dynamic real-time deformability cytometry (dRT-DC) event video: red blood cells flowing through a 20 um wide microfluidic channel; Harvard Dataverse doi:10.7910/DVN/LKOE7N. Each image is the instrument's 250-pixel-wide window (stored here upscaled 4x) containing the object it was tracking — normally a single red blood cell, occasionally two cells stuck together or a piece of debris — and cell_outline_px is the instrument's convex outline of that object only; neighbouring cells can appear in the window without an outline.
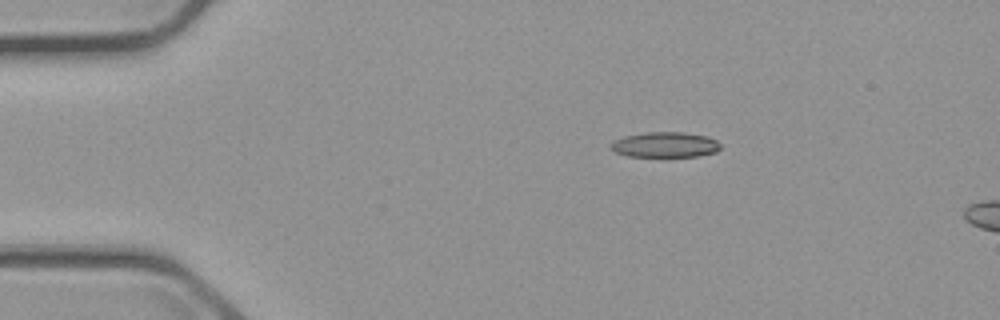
{"species": "common noctule bat (a hibernating species)", "species_latin": "Nyctalus noctula", "temperature_condition": "cold", "stored_images_in_passage": 3, "camera_frame_rate_fps": 3000, "um_per_image_px": 0.085, "animal": {"sex": "male", "body_mass_g": 23.1, "forearm_length_mm": 52.7}, "frame": {"image": 1, "passage_image": 2, "time_ms": 1.0, "image_size_px": [1000, 320], "cell_outline_px": [[720, 148], [716, 152], [696, 156], [628, 156], [616, 152], [612, 148], [612, 140], [624, 136], [644, 132], [684, 132], [708, 136], [716, 140], [720, 144]], "centroid_in_image_um": [56.55, 12.28], "position_along_channel_um": 28.5, "area_um2": 16.13}}